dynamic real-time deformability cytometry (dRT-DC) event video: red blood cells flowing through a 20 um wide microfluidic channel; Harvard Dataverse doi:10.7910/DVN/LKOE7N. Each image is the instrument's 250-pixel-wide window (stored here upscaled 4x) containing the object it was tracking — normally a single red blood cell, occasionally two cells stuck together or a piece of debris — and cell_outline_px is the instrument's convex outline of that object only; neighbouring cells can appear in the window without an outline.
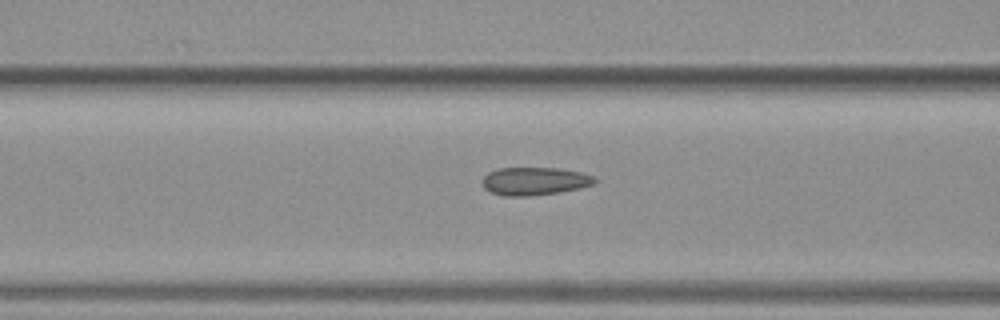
{"species": "common noctule bat (a hibernating species)", "species_latin": "Nyctalus noctula", "temperature_condition": "warm", "stored_images_in_passage": 39, "camera_frame_rate_fps": 3000, "um_per_image_px": 0.085, "animal": {"sex": "female", "body_mass_g": 19.3, "forearm_length_mm": 54.1}, "frame": {"image": 1, "passage_image": 19, "time_ms": 6.0, "image_size_px": [1000, 320], "cell_outline_px": [[596, 184], [580, 188], [560, 192], [528, 196], [504, 196], [492, 192], [484, 188], [480, 180], [488, 172], [496, 168], [560, 168], [580, 172], [596, 176]], "centroid_in_image_um": [45.44, 15.39], "position_along_channel_um": 121.2, "area_um2": 18.55}}
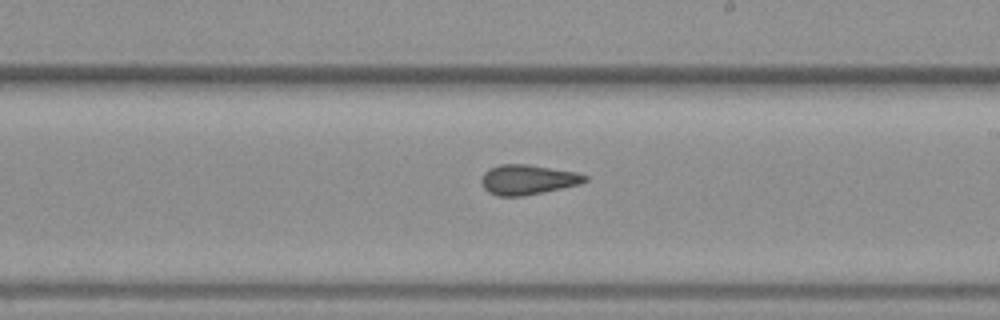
{"frame": {"image": 2, "passage_image": 28, "time_ms": 9.0, "image_size_px": [1000, 320], "cell_outline_px": [[588, 180], [580, 184], [544, 192], [524, 196], [496, 196], [488, 192], [484, 188], [480, 180], [484, 172], [488, 168], [500, 164], [528, 164], [576, 172], [588, 176]], "centroid_in_image_um": [44.84, 15.27], "position_along_channel_um": 244.2, "area_um2": 18.21}}
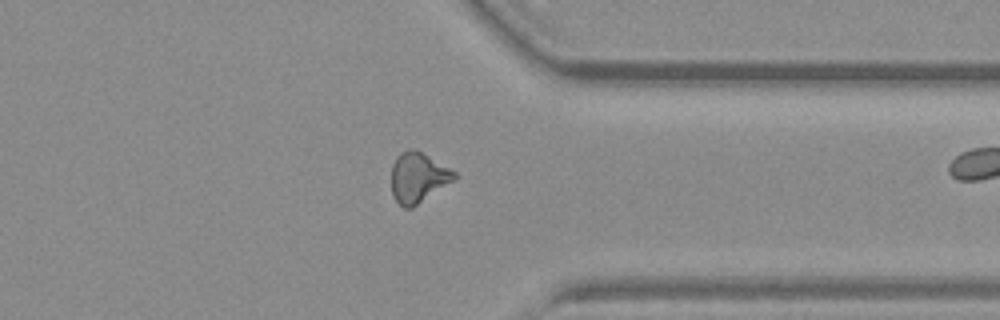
{"frame": {"image": 3, "passage_image": 38, "time_ms": 12.333, "image_size_px": [1000, 320], "cell_outline_px": [[460, 176], [456, 180], [412, 208], [404, 208], [392, 196], [392, 164], [396, 156], [400, 152], [408, 148], [416, 148], [456, 172]], "centroid_in_image_um": [35.56, 15.07], "position_along_channel_um": 375.8, "area_um2": 18.79}}